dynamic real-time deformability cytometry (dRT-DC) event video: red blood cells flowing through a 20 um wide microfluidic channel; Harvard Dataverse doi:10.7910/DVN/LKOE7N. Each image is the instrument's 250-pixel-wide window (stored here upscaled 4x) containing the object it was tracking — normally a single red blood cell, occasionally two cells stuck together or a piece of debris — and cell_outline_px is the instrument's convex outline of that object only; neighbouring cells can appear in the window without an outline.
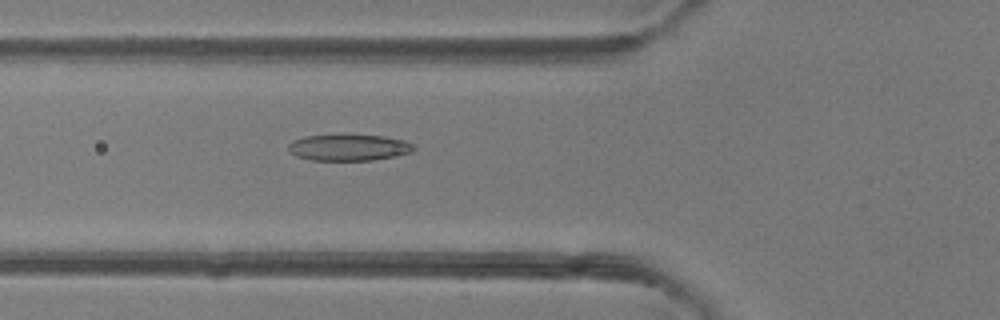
{"species": "common noctule bat (a hibernating species)", "species_latin": "Nyctalus noctula", "temperature_condition": "room temperature", "stored_images_in_passage": 48, "camera_frame_rate_fps": 3000, "um_per_image_px": 0.085, "animal": {"sex": "female"}, "frame": {"image": 1, "passage_image": 18, "time_ms": 5.667, "image_size_px": [1000, 320], "cell_outline_px": [[416, 148], [412, 152], [396, 156], [372, 160], [312, 160], [296, 156], [288, 152], [288, 144], [292, 140], [304, 136], [344, 132], [348, 132], [384, 136], [404, 140], [412, 144]], "centroid_in_image_um": [29.61, 12.49], "position_along_channel_um": 96.2, "area_um2": 20.23}}
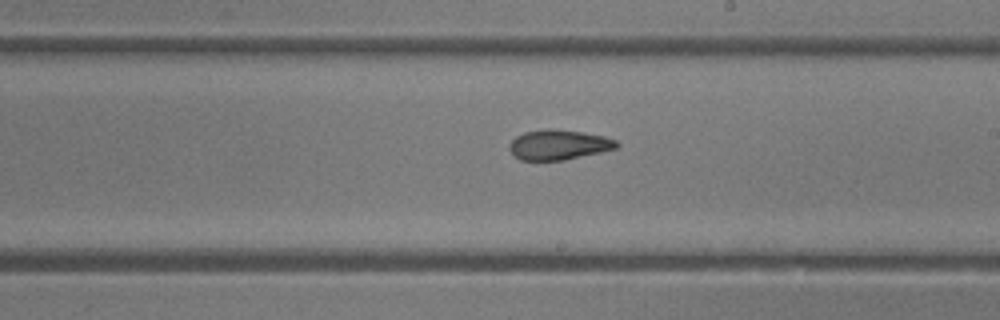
{"frame": {"image": 2, "passage_image": 28, "time_ms": 9.0, "image_size_px": [1000, 320], "cell_outline_px": [[620, 144], [616, 148], [600, 152], [564, 160], [520, 160], [508, 148], [508, 144], [516, 136], [524, 132], [548, 128], [556, 128], [604, 136], [616, 140]], "centroid_in_image_um": [47.47, 12.29], "position_along_channel_um": 241.5, "area_um2": 18.73}}
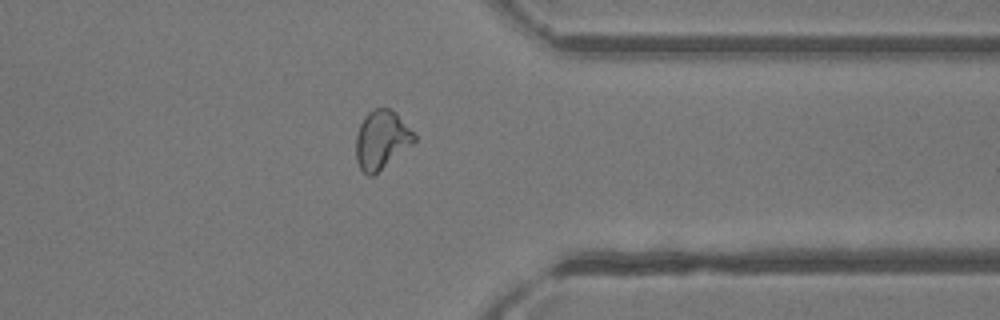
{"frame": {"image": 3, "passage_image": 38, "time_ms": 12.333, "image_size_px": [1000, 320], "cell_outline_px": [[416, 140], [412, 144], [372, 176], [368, 176], [360, 168], [356, 160], [356, 136], [360, 124], [364, 116], [368, 112], [376, 108], [388, 108], [396, 112], [416, 136]], "centroid_in_image_um": [32.41, 11.86], "position_along_channel_um": 379.0, "area_um2": 19.59}, "authors_computed_cell_mechanics": {"area_um2": 20.23, "velocity_mm_per_s": 4.3395, "shape_relaxation_time_tau1_ms": null, "shape_relaxation_time_tau2_ms": 1.7457, "deformation_change_tau1": null, "deformation_change_tau2": 0.0834}}